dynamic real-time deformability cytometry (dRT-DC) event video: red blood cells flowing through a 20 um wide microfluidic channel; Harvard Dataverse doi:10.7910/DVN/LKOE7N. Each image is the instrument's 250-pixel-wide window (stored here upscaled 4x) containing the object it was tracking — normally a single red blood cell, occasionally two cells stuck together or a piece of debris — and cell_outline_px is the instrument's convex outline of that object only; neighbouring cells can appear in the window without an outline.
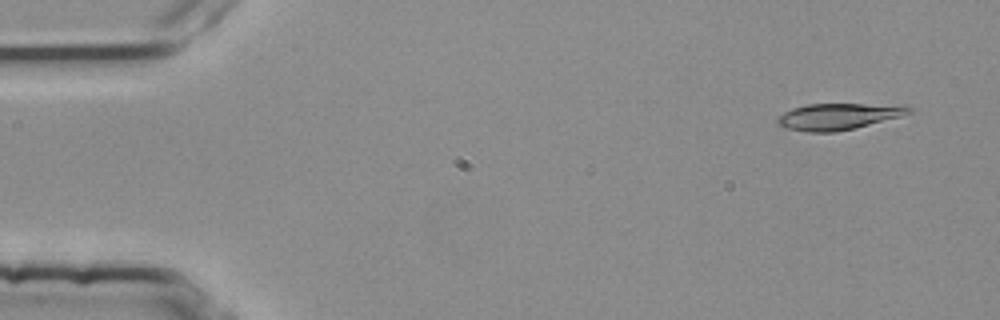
{"species": "common noctule bat (a hibernating species)", "species_latin": "Nyctalus noctula", "temperature_condition": "room temperature", "stored_images_in_passage": 4, "camera_frame_rate_fps": 3000, "um_per_image_px": 0.085, "animal": {"sex": "female", "body_mass_g": 25.1}, "frame": {"image": 1, "passage_image": 1, "time_ms": 0.0, "image_size_px": [1000, 320], "cell_outline_px": [[912, 112], [900, 116], [856, 128], [836, 132], [804, 132], [784, 128], [776, 124], [776, 120], [784, 112], [792, 108], [808, 104], [908, 104], [912, 108]], "centroid_in_image_um": [71.28, 9.89], "position_along_channel_um": 13.7, "area_um2": 20.52}}